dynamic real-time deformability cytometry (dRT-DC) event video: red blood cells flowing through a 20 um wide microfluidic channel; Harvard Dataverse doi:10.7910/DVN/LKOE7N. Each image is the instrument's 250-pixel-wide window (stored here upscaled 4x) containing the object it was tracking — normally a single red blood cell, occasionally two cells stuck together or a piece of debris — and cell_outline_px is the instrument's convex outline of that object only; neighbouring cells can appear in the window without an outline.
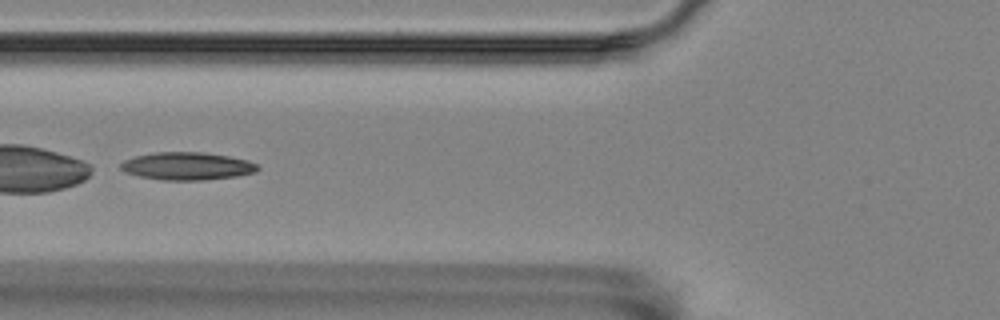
{"species": "Egyptian fruit bat (a non-hibernating species)", "species_latin": "Rousettus aegyptiacus", "temperature_condition": "room temperature", "stored_images_in_passage": 55, "camera_frame_rate_fps": 3000, "um_per_image_px": 0.085, "animal": {"sex": "female"}, "frame": {"image": 1, "passage_image": 21, "time_ms": 6.667, "image_size_px": [1000, 320], "cell_outline_px": [[260, 168], [256, 172], [236, 176], [204, 180], [164, 180], [140, 176], [128, 172], [120, 168], [120, 164], [124, 160], [136, 156], [156, 152], [204, 152], [228, 156], [248, 160], [256, 164]], "centroid_in_image_um": [15.94, 14.11], "position_along_channel_um": 109.9, "area_um2": 21.96}}
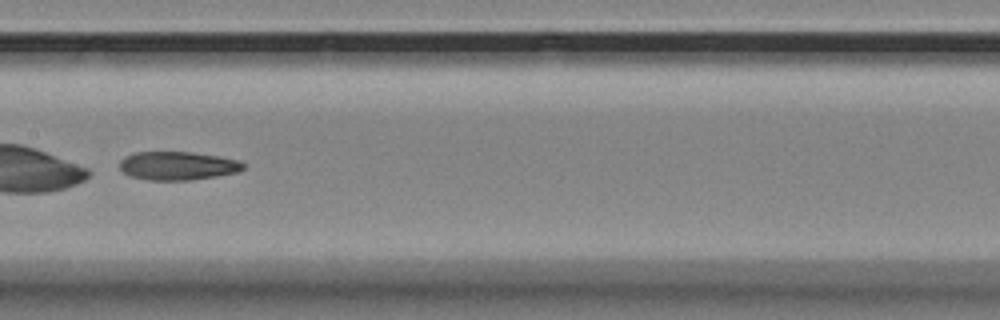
{"frame": {"image": 2, "passage_image": 28, "time_ms": 9.0, "image_size_px": [1000, 320], "cell_outline_px": [[244, 168], [240, 172], [192, 180], [148, 180], [132, 176], [124, 172], [120, 168], [120, 160], [124, 156], [136, 152], [192, 152], [220, 156], [240, 160], [244, 164]], "centroid_in_image_um": [15.14, 14.08], "position_along_channel_um": 192.3, "area_um2": 20.63}}
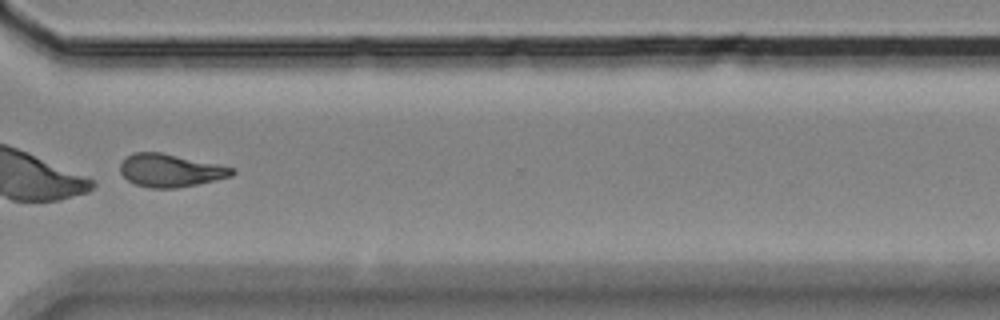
{"frame": {"image": 3, "passage_image": 42, "time_ms": 13.667, "image_size_px": [1000, 320], "cell_outline_px": [[236, 172], [232, 176], [196, 184], [176, 188], [148, 188], [136, 184], [128, 180], [120, 172], [120, 164], [132, 152], [160, 152], [220, 164], [236, 168]], "centroid_in_image_um": [14.51, 14.48], "position_along_channel_um": 356.1, "area_um2": 21.44}}